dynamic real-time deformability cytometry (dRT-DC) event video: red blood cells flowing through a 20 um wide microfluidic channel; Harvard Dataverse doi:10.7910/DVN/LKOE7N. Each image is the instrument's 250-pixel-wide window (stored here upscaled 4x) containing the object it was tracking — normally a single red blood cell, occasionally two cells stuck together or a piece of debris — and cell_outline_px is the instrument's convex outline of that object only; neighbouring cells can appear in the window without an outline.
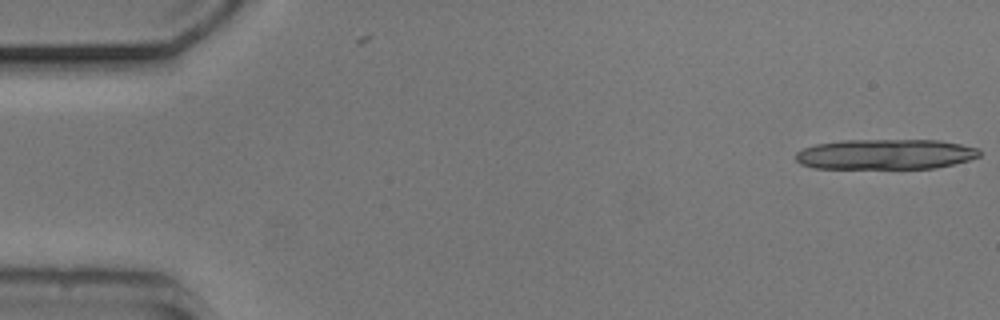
{"species": "common noctule bat (a hibernating species)", "species_latin": "Nyctalus noctula", "temperature_condition": "cold", "stored_images_in_passage": 2, "camera_frame_rate_fps": 3000, "um_per_image_px": 0.085, "animal": {"sex": "male", "body_mass_g": 20.5, "forearm_length_mm": 52.5}, "frame": {"image": 1, "passage_image": 2, "time_ms": 0.333, "image_size_px": [1000, 320], "cell_outline_px": [[980, 156], [968, 160], [936, 168], [812, 168], [800, 164], [796, 160], [796, 152], [804, 148], [816, 144], [840, 140], [940, 140], [980, 148]], "centroid_in_image_um": [75.26, 13.11], "position_along_channel_um": 9.7, "area_um2": 32.48}}